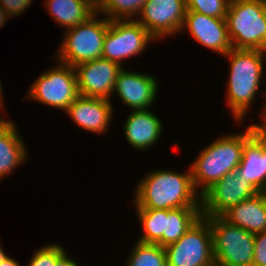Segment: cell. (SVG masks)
I'll return each mask as SVG.
<instances>
[{
  "label": "cell",
  "mask_w": 266,
  "mask_h": 266,
  "mask_svg": "<svg viewBox=\"0 0 266 266\" xmlns=\"http://www.w3.org/2000/svg\"><path fill=\"white\" fill-rule=\"evenodd\" d=\"M224 57L229 59L230 64L226 90L228 107L236 124H241L256 101L262 79H266L263 77L266 51L232 48ZM264 93L261 121L266 120V87Z\"/></svg>",
  "instance_id": "cell-1"
},
{
  "label": "cell",
  "mask_w": 266,
  "mask_h": 266,
  "mask_svg": "<svg viewBox=\"0 0 266 266\" xmlns=\"http://www.w3.org/2000/svg\"><path fill=\"white\" fill-rule=\"evenodd\" d=\"M143 176L135 186V209L201 207V196L193 185L190 165L184 173L157 169Z\"/></svg>",
  "instance_id": "cell-2"
},
{
  "label": "cell",
  "mask_w": 266,
  "mask_h": 266,
  "mask_svg": "<svg viewBox=\"0 0 266 266\" xmlns=\"http://www.w3.org/2000/svg\"><path fill=\"white\" fill-rule=\"evenodd\" d=\"M254 131L255 124H250L244 132L224 134L203 147L190 165L193 185L200 196L227 173L236 170L242 158L244 142Z\"/></svg>",
  "instance_id": "cell-3"
},
{
  "label": "cell",
  "mask_w": 266,
  "mask_h": 266,
  "mask_svg": "<svg viewBox=\"0 0 266 266\" xmlns=\"http://www.w3.org/2000/svg\"><path fill=\"white\" fill-rule=\"evenodd\" d=\"M226 22L234 49L266 51L264 0H230Z\"/></svg>",
  "instance_id": "cell-4"
},
{
  "label": "cell",
  "mask_w": 266,
  "mask_h": 266,
  "mask_svg": "<svg viewBox=\"0 0 266 266\" xmlns=\"http://www.w3.org/2000/svg\"><path fill=\"white\" fill-rule=\"evenodd\" d=\"M95 12L85 22L66 29L60 49L56 52V61L72 67L91 60L102 58L105 35L110 23L106 17L102 19Z\"/></svg>",
  "instance_id": "cell-5"
},
{
  "label": "cell",
  "mask_w": 266,
  "mask_h": 266,
  "mask_svg": "<svg viewBox=\"0 0 266 266\" xmlns=\"http://www.w3.org/2000/svg\"><path fill=\"white\" fill-rule=\"evenodd\" d=\"M205 218L212 231L216 266H252L254 234L229 224L221 216Z\"/></svg>",
  "instance_id": "cell-6"
},
{
  "label": "cell",
  "mask_w": 266,
  "mask_h": 266,
  "mask_svg": "<svg viewBox=\"0 0 266 266\" xmlns=\"http://www.w3.org/2000/svg\"><path fill=\"white\" fill-rule=\"evenodd\" d=\"M58 62V63H57ZM54 68L44 71L31 84L26 94L28 101L66 111L79 96L75 68L56 61Z\"/></svg>",
  "instance_id": "cell-7"
},
{
  "label": "cell",
  "mask_w": 266,
  "mask_h": 266,
  "mask_svg": "<svg viewBox=\"0 0 266 266\" xmlns=\"http://www.w3.org/2000/svg\"><path fill=\"white\" fill-rule=\"evenodd\" d=\"M167 266H216L209 221L201 217L177 242L165 247Z\"/></svg>",
  "instance_id": "cell-8"
},
{
  "label": "cell",
  "mask_w": 266,
  "mask_h": 266,
  "mask_svg": "<svg viewBox=\"0 0 266 266\" xmlns=\"http://www.w3.org/2000/svg\"><path fill=\"white\" fill-rule=\"evenodd\" d=\"M153 41L156 39L136 19L112 20L105 35L102 58L124 68L127 58L144 53Z\"/></svg>",
  "instance_id": "cell-9"
},
{
  "label": "cell",
  "mask_w": 266,
  "mask_h": 266,
  "mask_svg": "<svg viewBox=\"0 0 266 266\" xmlns=\"http://www.w3.org/2000/svg\"><path fill=\"white\" fill-rule=\"evenodd\" d=\"M259 192L235 171L227 173L201 195L203 217L221 216L230 207Z\"/></svg>",
  "instance_id": "cell-10"
},
{
  "label": "cell",
  "mask_w": 266,
  "mask_h": 266,
  "mask_svg": "<svg viewBox=\"0 0 266 266\" xmlns=\"http://www.w3.org/2000/svg\"><path fill=\"white\" fill-rule=\"evenodd\" d=\"M185 0H147L136 19L156 40L181 32Z\"/></svg>",
  "instance_id": "cell-11"
},
{
  "label": "cell",
  "mask_w": 266,
  "mask_h": 266,
  "mask_svg": "<svg viewBox=\"0 0 266 266\" xmlns=\"http://www.w3.org/2000/svg\"><path fill=\"white\" fill-rule=\"evenodd\" d=\"M79 95L111 100L115 82L123 69L105 58L91 60L74 67Z\"/></svg>",
  "instance_id": "cell-12"
},
{
  "label": "cell",
  "mask_w": 266,
  "mask_h": 266,
  "mask_svg": "<svg viewBox=\"0 0 266 266\" xmlns=\"http://www.w3.org/2000/svg\"><path fill=\"white\" fill-rule=\"evenodd\" d=\"M187 30L191 37L207 49L224 56L233 47L229 38L226 18H215L186 10L181 29Z\"/></svg>",
  "instance_id": "cell-13"
},
{
  "label": "cell",
  "mask_w": 266,
  "mask_h": 266,
  "mask_svg": "<svg viewBox=\"0 0 266 266\" xmlns=\"http://www.w3.org/2000/svg\"><path fill=\"white\" fill-rule=\"evenodd\" d=\"M159 84L156 77L123 68L116 79L113 95L131 110L150 109L156 102Z\"/></svg>",
  "instance_id": "cell-14"
},
{
  "label": "cell",
  "mask_w": 266,
  "mask_h": 266,
  "mask_svg": "<svg viewBox=\"0 0 266 266\" xmlns=\"http://www.w3.org/2000/svg\"><path fill=\"white\" fill-rule=\"evenodd\" d=\"M111 101L79 95L65 113L81 129L98 135L106 134L115 110Z\"/></svg>",
  "instance_id": "cell-15"
},
{
  "label": "cell",
  "mask_w": 266,
  "mask_h": 266,
  "mask_svg": "<svg viewBox=\"0 0 266 266\" xmlns=\"http://www.w3.org/2000/svg\"><path fill=\"white\" fill-rule=\"evenodd\" d=\"M124 122L125 138L135 150L154 147L163 134L164 125L152 110H132Z\"/></svg>",
  "instance_id": "cell-16"
},
{
  "label": "cell",
  "mask_w": 266,
  "mask_h": 266,
  "mask_svg": "<svg viewBox=\"0 0 266 266\" xmlns=\"http://www.w3.org/2000/svg\"><path fill=\"white\" fill-rule=\"evenodd\" d=\"M16 127V122L0 117V180L21 167L30 157Z\"/></svg>",
  "instance_id": "cell-17"
},
{
  "label": "cell",
  "mask_w": 266,
  "mask_h": 266,
  "mask_svg": "<svg viewBox=\"0 0 266 266\" xmlns=\"http://www.w3.org/2000/svg\"><path fill=\"white\" fill-rule=\"evenodd\" d=\"M235 172L258 192H266V164L263 158V137L255 130L244 142L242 158Z\"/></svg>",
  "instance_id": "cell-18"
},
{
  "label": "cell",
  "mask_w": 266,
  "mask_h": 266,
  "mask_svg": "<svg viewBox=\"0 0 266 266\" xmlns=\"http://www.w3.org/2000/svg\"><path fill=\"white\" fill-rule=\"evenodd\" d=\"M221 217L229 224L253 234L266 231V192H259L239 202L225 211Z\"/></svg>",
  "instance_id": "cell-19"
},
{
  "label": "cell",
  "mask_w": 266,
  "mask_h": 266,
  "mask_svg": "<svg viewBox=\"0 0 266 266\" xmlns=\"http://www.w3.org/2000/svg\"><path fill=\"white\" fill-rule=\"evenodd\" d=\"M47 11L64 30L85 22L96 12L89 0H45Z\"/></svg>",
  "instance_id": "cell-20"
},
{
  "label": "cell",
  "mask_w": 266,
  "mask_h": 266,
  "mask_svg": "<svg viewBox=\"0 0 266 266\" xmlns=\"http://www.w3.org/2000/svg\"><path fill=\"white\" fill-rule=\"evenodd\" d=\"M201 217V207H182L167 210L163 247L177 242Z\"/></svg>",
  "instance_id": "cell-21"
},
{
  "label": "cell",
  "mask_w": 266,
  "mask_h": 266,
  "mask_svg": "<svg viewBox=\"0 0 266 266\" xmlns=\"http://www.w3.org/2000/svg\"><path fill=\"white\" fill-rule=\"evenodd\" d=\"M137 219L142 230L137 241L158 244L163 247V232L167 210L165 209H136Z\"/></svg>",
  "instance_id": "cell-22"
},
{
  "label": "cell",
  "mask_w": 266,
  "mask_h": 266,
  "mask_svg": "<svg viewBox=\"0 0 266 266\" xmlns=\"http://www.w3.org/2000/svg\"><path fill=\"white\" fill-rule=\"evenodd\" d=\"M147 0H97L96 12L108 20H135ZM136 16V17H135Z\"/></svg>",
  "instance_id": "cell-23"
},
{
  "label": "cell",
  "mask_w": 266,
  "mask_h": 266,
  "mask_svg": "<svg viewBox=\"0 0 266 266\" xmlns=\"http://www.w3.org/2000/svg\"><path fill=\"white\" fill-rule=\"evenodd\" d=\"M126 266H167L166 251L158 244L135 241Z\"/></svg>",
  "instance_id": "cell-24"
},
{
  "label": "cell",
  "mask_w": 266,
  "mask_h": 266,
  "mask_svg": "<svg viewBox=\"0 0 266 266\" xmlns=\"http://www.w3.org/2000/svg\"><path fill=\"white\" fill-rule=\"evenodd\" d=\"M230 0H185L186 9L215 18H226Z\"/></svg>",
  "instance_id": "cell-25"
},
{
  "label": "cell",
  "mask_w": 266,
  "mask_h": 266,
  "mask_svg": "<svg viewBox=\"0 0 266 266\" xmlns=\"http://www.w3.org/2000/svg\"><path fill=\"white\" fill-rule=\"evenodd\" d=\"M34 252L28 266H56L57 262L67 253L64 247L56 243L43 245Z\"/></svg>",
  "instance_id": "cell-26"
},
{
  "label": "cell",
  "mask_w": 266,
  "mask_h": 266,
  "mask_svg": "<svg viewBox=\"0 0 266 266\" xmlns=\"http://www.w3.org/2000/svg\"><path fill=\"white\" fill-rule=\"evenodd\" d=\"M252 266H266V231L254 234Z\"/></svg>",
  "instance_id": "cell-27"
},
{
  "label": "cell",
  "mask_w": 266,
  "mask_h": 266,
  "mask_svg": "<svg viewBox=\"0 0 266 266\" xmlns=\"http://www.w3.org/2000/svg\"><path fill=\"white\" fill-rule=\"evenodd\" d=\"M33 0H0V6L8 14L9 18H14L22 13H25Z\"/></svg>",
  "instance_id": "cell-28"
},
{
  "label": "cell",
  "mask_w": 266,
  "mask_h": 266,
  "mask_svg": "<svg viewBox=\"0 0 266 266\" xmlns=\"http://www.w3.org/2000/svg\"><path fill=\"white\" fill-rule=\"evenodd\" d=\"M69 254H65L58 262L56 266H79V264L73 259L68 256Z\"/></svg>",
  "instance_id": "cell-29"
},
{
  "label": "cell",
  "mask_w": 266,
  "mask_h": 266,
  "mask_svg": "<svg viewBox=\"0 0 266 266\" xmlns=\"http://www.w3.org/2000/svg\"><path fill=\"white\" fill-rule=\"evenodd\" d=\"M255 123V130L266 140V120Z\"/></svg>",
  "instance_id": "cell-30"
},
{
  "label": "cell",
  "mask_w": 266,
  "mask_h": 266,
  "mask_svg": "<svg viewBox=\"0 0 266 266\" xmlns=\"http://www.w3.org/2000/svg\"><path fill=\"white\" fill-rule=\"evenodd\" d=\"M0 266H20L16 259H13L11 256H8Z\"/></svg>",
  "instance_id": "cell-31"
},
{
  "label": "cell",
  "mask_w": 266,
  "mask_h": 266,
  "mask_svg": "<svg viewBox=\"0 0 266 266\" xmlns=\"http://www.w3.org/2000/svg\"><path fill=\"white\" fill-rule=\"evenodd\" d=\"M8 14L4 11V9L0 6V28L6 24L8 19Z\"/></svg>",
  "instance_id": "cell-32"
},
{
  "label": "cell",
  "mask_w": 266,
  "mask_h": 266,
  "mask_svg": "<svg viewBox=\"0 0 266 266\" xmlns=\"http://www.w3.org/2000/svg\"><path fill=\"white\" fill-rule=\"evenodd\" d=\"M2 84H1V80H0V109H2V111H3V109H4V100H3V97H5V96H2L3 95V89H2Z\"/></svg>",
  "instance_id": "cell-33"
},
{
  "label": "cell",
  "mask_w": 266,
  "mask_h": 266,
  "mask_svg": "<svg viewBox=\"0 0 266 266\" xmlns=\"http://www.w3.org/2000/svg\"><path fill=\"white\" fill-rule=\"evenodd\" d=\"M9 255H7L5 253V251L3 250V247L0 243V264L8 257Z\"/></svg>",
  "instance_id": "cell-34"
},
{
  "label": "cell",
  "mask_w": 266,
  "mask_h": 266,
  "mask_svg": "<svg viewBox=\"0 0 266 266\" xmlns=\"http://www.w3.org/2000/svg\"><path fill=\"white\" fill-rule=\"evenodd\" d=\"M263 158H265L266 164V140L263 138Z\"/></svg>",
  "instance_id": "cell-35"
},
{
  "label": "cell",
  "mask_w": 266,
  "mask_h": 266,
  "mask_svg": "<svg viewBox=\"0 0 266 266\" xmlns=\"http://www.w3.org/2000/svg\"><path fill=\"white\" fill-rule=\"evenodd\" d=\"M95 7L97 5V0H89Z\"/></svg>",
  "instance_id": "cell-36"
},
{
  "label": "cell",
  "mask_w": 266,
  "mask_h": 266,
  "mask_svg": "<svg viewBox=\"0 0 266 266\" xmlns=\"http://www.w3.org/2000/svg\"><path fill=\"white\" fill-rule=\"evenodd\" d=\"M265 14H266V0H264Z\"/></svg>",
  "instance_id": "cell-37"
}]
</instances>
